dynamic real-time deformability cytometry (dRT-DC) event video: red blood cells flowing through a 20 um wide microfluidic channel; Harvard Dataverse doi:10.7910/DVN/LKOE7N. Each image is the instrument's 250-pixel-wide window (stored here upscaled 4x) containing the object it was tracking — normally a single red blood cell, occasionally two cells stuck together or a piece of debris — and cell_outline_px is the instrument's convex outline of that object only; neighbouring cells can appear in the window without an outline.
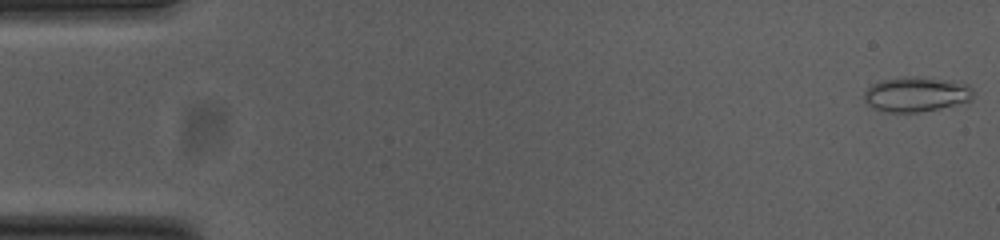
{"species": "common noctule bat (a hibernating species)", "species_latin": "Nyctalus noctula", "temperature_condition": "cold", "stored_images_in_passage": 53, "camera_frame_rate_fps": 3000, "um_per_image_px": 0.085, "animal": {"sex": "female", "body_mass_g": 23.0, "forearm_length_mm": 53.4}, "frame": {"image": 1, "passage_image": 1, "time_ms": 0.0, "image_size_px": [1000, 240], "cell_outline_px": [[972, 100], [936, 108], [916, 112], [888, 112], [876, 108], [868, 104], [864, 100], [864, 92], [872, 84], [880, 80], [904, 76], [916, 76], [948, 80], [968, 84], [972, 92]], "centroid_in_image_um": [77.84, 7.99], "position_along_channel_um": 7.2, "area_um2": 21.85}}
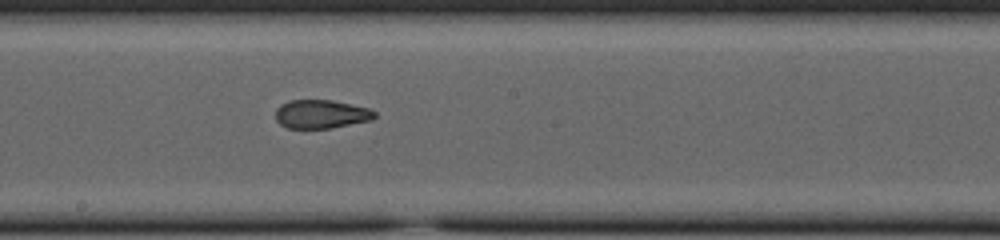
{"frame": {"image": 2, "passage_image": 29, "time_ms": 9.333, "image_size_px": [1000, 240], "cell_outline_px": [[376, 116], [372, 120], [332, 128], [288, 128], [280, 124], [276, 120], [276, 108], [280, 104], [288, 100], [332, 100], [368, 108], [376, 112]], "centroid_in_image_um": [27.29, 9.7], "position_along_channel_um": 220.9, "area_um2": 16.59}}
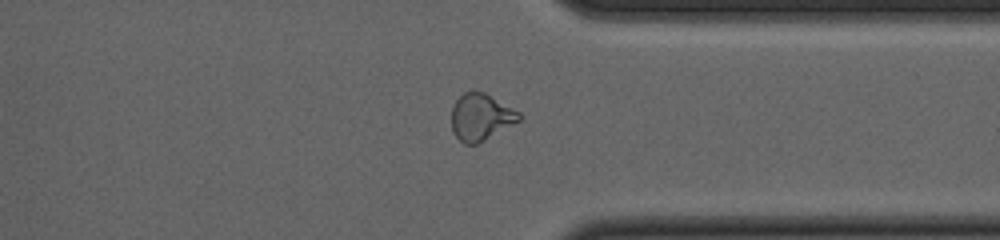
{"frame": {"image": 3, "passage_image": 41, "time_ms": 13.333, "image_size_px": [1000, 240], "cell_outline_px": [[520, 120], [484, 140], [476, 144], [464, 144], [452, 132], [452, 108], [456, 100], [464, 92], [472, 88], [484, 92], [520, 112]], "centroid_in_image_um": [40.84, 9.92], "position_along_channel_um": 370.6, "area_um2": 18.38}, "authors_computed_cell_mechanics": {"area_um2": 18.496, "velocity_mm_per_s": 3.8037, "shape_relaxation_time_tau1_ms": null, "shape_relaxation_time_tau2_ms": 1.4923, "deformation_change_tau1": null, "deformation_change_tau2": 0.0784}}